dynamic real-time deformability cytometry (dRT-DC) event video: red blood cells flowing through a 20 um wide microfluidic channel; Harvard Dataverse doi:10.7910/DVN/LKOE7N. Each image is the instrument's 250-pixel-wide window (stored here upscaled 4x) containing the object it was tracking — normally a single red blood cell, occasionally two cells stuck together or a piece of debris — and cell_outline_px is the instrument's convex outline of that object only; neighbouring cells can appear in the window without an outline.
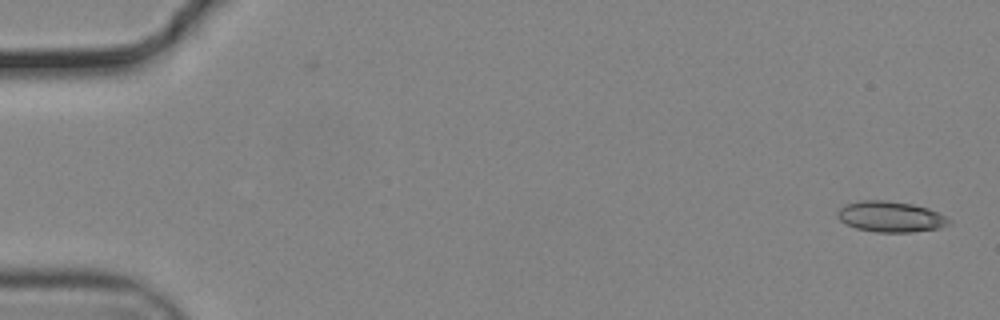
{"species": "common noctule bat (a hibernating species)", "species_latin": "Nyctalus noctula", "temperature_condition": "cold", "stored_images_in_passage": 55, "camera_frame_rate_fps": 3000, "um_per_image_px": 0.085, "animal": {"sex": "male", "body_mass_g": 19.2, "forearm_length_mm": 51.8}, "frame": {"image": 1, "passage_image": 1, "time_ms": 0.0, "image_size_px": [1000, 320], "cell_outline_px": [[952, 220], [948, 224], [940, 228], [912, 232], [876, 232], [856, 228], [840, 220], [836, 216], [836, 212], [844, 204], [860, 200], [884, 200], [912, 204], [928, 208]], "centroid_in_image_um": [75.67, 18.41], "position_along_channel_um": 9.3, "area_um2": 19.94}}
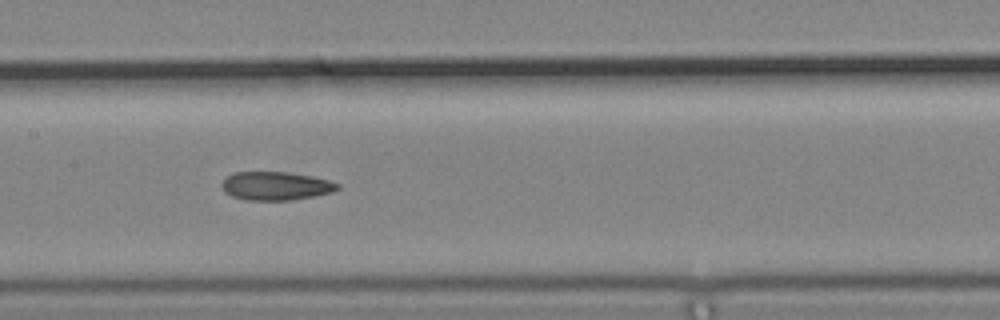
{"frame": {"image": 2, "passage_image": 27, "time_ms": 8.667, "image_size_px": [1000, 320], "cell_outline_px": [[340, 188], [332, 192], [292, 200], [248, 200], [232, 196], [224, 192], [220, 184], [228, 176], [236, 172], [288, 172], [328, 180], [340, 184]], "centroid_in_image_um": [23.42, 15.81], "position_along_channel_um": 184.0, "area_um2": 19.02}}
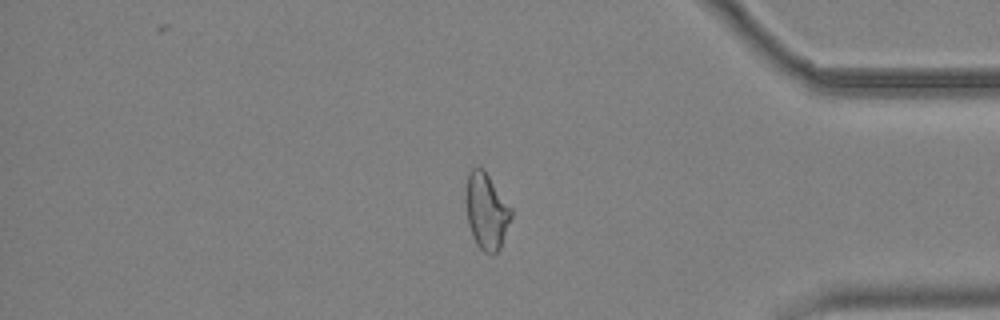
{"frame": {"image": 3, "passage_image": 46, "time_ms": 15.0, "image_size_px": [1000, 320], "cell_outline_px": [[512, 216], [500, 248], [492, 256], [484, 252], [476, 244], [472, 236], [468, 224], [468, 172], [472, 168], [484, 168], [512, 208]], "centroid_in_image_um": [41.39, 17.98], "position_along_channel_um": 393.8, "area_um2": 19.77}, "authors_computed_cell_mechanics": {"area_um2": 19.941, "velocity_mm_per_s": 3.7172, "shape_relaxation_time_tau1_ms": null, "shape_relaxation_time_tau2_ms": 4.0754, "deformation_change_tau1": null, "deformation_change_tau2": 0.1087}}